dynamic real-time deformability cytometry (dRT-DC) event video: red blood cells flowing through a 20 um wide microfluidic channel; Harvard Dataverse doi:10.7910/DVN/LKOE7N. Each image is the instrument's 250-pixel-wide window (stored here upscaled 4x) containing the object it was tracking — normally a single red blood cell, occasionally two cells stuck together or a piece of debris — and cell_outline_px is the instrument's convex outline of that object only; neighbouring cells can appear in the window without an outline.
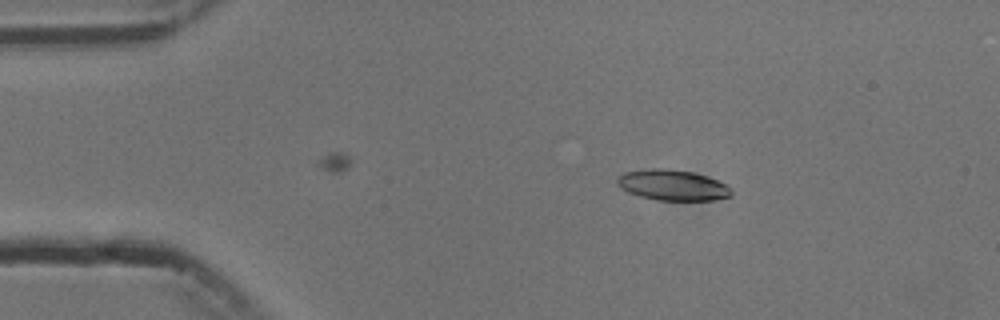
{"species": "common noctule bat (a hibernating species)", "species_latin": "Nyctalus noctula", "temperature_condition": "cold", "stored_images_in_passage": 4, "camera_frame_rate_fps": 3000, "um_per_image_px": 0.085, "animal": {"sex": "male", "body_mass_g": 13.3}, "frame": {"image": 1, "passage_image": 2, "time_ms": 1.0, "image_size_px": [1000, 320], "cell_outline_px": [[732, 196], [712, 200], [656, 200], [640, 196], [628, 192], [620, 188], [616, 184], [616, 180], [624, 172], [648, 168], [668, 168], [692, 172], [708, 176], [732, 188]], "centroid_in_image_um": [57.15, 15.73], "position_along_channel_um": 27.8, "area_um2": 20.52}}
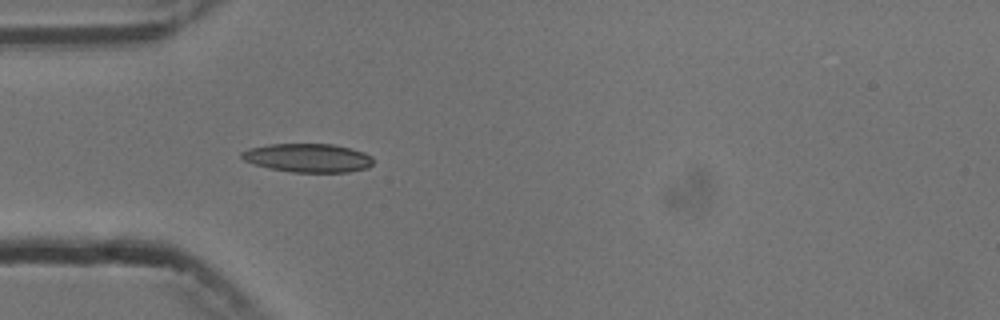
{"frame": {"image": 2, "passage_image": 4, "time_ms": 3.333, "image_size_px": [1000, 320], "cell_outline_px": [[372, 164], [368, 168], [348, 172], [292, 172], [272, 168], [256, 164], [244, 160], [240, 156], [240, 152], [248, 148], [268, 144], [332, 144], [352, 148], [364, 152], [372, 156]], "centroid_in_image_um": [26.19, 13.41], "position_along_channel_um": 58.8, "area_um2": 21.96}}